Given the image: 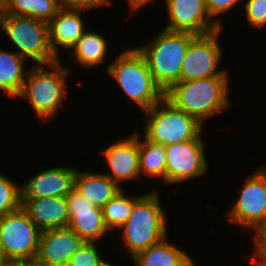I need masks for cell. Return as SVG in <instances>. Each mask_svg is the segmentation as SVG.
Masks as SVG:
<instances>
[{
	"instance_id": "2e32d148",
	"label": "cell",
	"mask_w": 266,
	"mask_h": 266,
	"mask_svg": "<svg viewBox=\"0 0 266 266\" xmlns=\"http://www.w3.org/2000/svg\"><path fill=\"white\" fill-rule=\"evenodd\" d=\"M76 169L73 167H51L21 185L22 198L64 197L74 188Z\"/></svg>"
},
{
	"instance_id": "30bf717a",
	"label": "cell",
	"mask_w": 266,
	"mask_h": 266,
	"mask_svg": "<svg viewBox=\"0 0 266 266\" xmlns=\"http://www.w3.org/2000/svg\"><path fill=\"white\" fill-rule=\"evenodd\" d=\"M222 29L197 35L191 41L182 62L180 81L229 76L227 69L217 70L223 54L218 42Z\"/></svg>"
},
{
	"instance_id": "8992f818",
	"label": "cell",
	"mask_w": 266,
	"mask_h": 266,
	"mask_svg": "<svg viewBox=\"0 0 266 266\" xmlns=\"http://www.w3.org/2000/svg\"><path fill=\"white\" fill-rule=\"evenodd\" d=\"M144 113V137L164 146L195 140L204 128L196 117L179 110L165 97Z\"/></svg>"
},
{
	"instance_id": "7402d4cb",
	"label": "cell",
	"mask_w": 266,
	"mask_h": 266,
	"mask_svg": "<svg viewBox=\"0 0 266 266\" xmlns=\"http://www.w3.org/2000/svg\"><path fill=\"white\" fill-rule=\"evenodd\" d=\"M102 34L85 31L76 44L69 51L77 62L85 68L95 67L105 62L108 54V43ZM73 51V52H72Z\"/></svg>"
},
{
	"instance_id": "4fadbf2b",
	"label": "cell",
	"mask_w": 266,
	"mask_h": 266,
	"mask_svg": "<svg viewBox=\"0 0 266 266\" xmlns=\"http://www.w3.org/2000/svg\"><path fill=\"white\" fill-rule=\"evenodd\" d=\"M70 222L68 227L85 242H97L109 233L102 208L81 195L74 187L66 195Z\"/></svg>"
},
{
	"instance_id": "e0dca14e",
	"label": "cell",
	"mask_w": 266,
	"mask_h": 266,
	"mask_svg": "<svg viewBox=\"0 0 266 266\" xmlns=\"http://www.w3.org/2000/svg\"><path fill=\"white\" fill-rule=\"evenodd\" d=\"M21 207L41 231L69 225L66 196L22 198Z\"/></svg>"
},
{
	"instance_id": "4316f807",
	"label": "cell",
	"mask_w": 266,
	"mask_h": 266,
	"mask_svg": "<svg viewBox=\"0 0 266 266\" xmlns=\"http://www.w3.org/2000/svg\"><path fill=\"white\" fill-rule=\"evenodd\" d=\"M97 245V242H85L66 266H114L103 259Z\"/></svg>"
},
{
	"instance_id": "3957f363",
	"label": "cell",
	"mask_w": 266,
	"mask_h": 266,
	"mask_svg": "<svg viewBox=\"0 0 266 266\" xmlns=\"http://www.w3.org/2000/svg\"><path fill=\"white\" fill-rule=\"evenodd\" d=\"M70 69L61 60L50 65H35L28 70L18 97L27 99L41 122L54 118L64 105Z\"/></svg>"
},
{
	"instance_id": "83f0119b",
	"label": "cell",
	"mask_w": 266,
	"mask_h": 266,
	"mask_svg": "<svg viewBox=\"0 0 266 266\" xmlns=\"http://www.w3.org/2000/svg\"><path fill=\"white\" fill-rule=\"evenodd\" d=\"M243 9L249 26L254 29L266 27V0H247Z\"/></svg>"
},
{
	"instance_id": "7c38bea8",
	"label": "cell",
	"mask_w": 266,
	"mask_h": 266,
	"mask_svg": "<svg viewBox=\"0 0 266 266\" xmlns=\"http://www.w3.org/2000/svg\"><path fill=\"white\" fill-rule=\"evenodd\" d=\"M168 23L166 30L204 35L221 29L210 18L205 0H165Z\"/></svg>"
},
{
	"instance_id": "484cf974",
	"label": "cell",
	"mask_w": 266,
	"mask_h": 266,
	"mask_svg": "<svg viewBox=\"0 0 266 266\" xmlns=\"http://www.w3.org/2000/svg\"><path fill=\"white\" fill-rule=\"evenodd\" d=\"M21 186L6 175L0 173V216L21 208Z\"/></svg>"
},
{
	"instance_id": "4dcf8cb0",
	"label": "cell",
	"mask_w": 266,
	"mask_h": 266,
	"mask_svg": "<svg viewBox=\"0 0 266 266\" xmlns=\"http://www.w3.org/2000/svg\"><path fill=\"white\" fill-rule=\"evenodd\" d=\"M111 0H59L60 8L73 10H89L90 8L107 6Z\"/></svg>"
},
{
	"instance_id": "7a4b0ae2",
	"label": "cell",
	"mask_w": 266,
	"mask_h": 266,
	"mask_svg": "<svg viewBox=\"0 0 266 266\" xmlns=\"http://www.w3.org/2000/svg\"><path fill=\"white\" fill-rule=\"evenodd\" d=\"M197 35L162 29L148 45L136 47L144 56L155 84L165 94L180 82L182 62L191 41Z\"/></svg>"
},
{
	"instance_id": "6da1fadb",
	"label": "cell",
	"mask_w": 266,
	"mask_h": 266,
	"mask_svg": "<svg viewBox=\"0 0 266 266\" xmlns=\"http://www.w3.org/2000/svg\"><path fill=\"white\" fill-rule=\"evenodd\" d=\"M229 84V76L180 81L173 85L164 97L176 108L196 117L204 125L206 119L231 107Z\"/></svg>"
},
{
	"instance_id": "f1b7e54d",
	"label": "cell",
	"mask_w": 266,
	"mask_h": 266,
	"mask_svg": "<svg viewBox=\"0 0 266 266\" xmlns=\"http://www.w3.org/2000/svg\"><path fill=\"white\" fill-rule=\"evenodd\" d=\"M254 251H252L251 262L255 266H266V225L253 232Z\"/></svg>"
},
{
	"instance_id": "f546056e",
	"label": "cell",
	"mask_w": 266,
	"mask_h": 266,
	"mask_svg": "<svg viewBox=\"0 0 266 266\" xmlns=\"http://www.w3.org/2000/svg\"><path fill=\"white\" fill-rule=\"evenodd\" d=\"M206 1V10L210 18L213 20L215 18V23L222 28L221 20L216 19L219 15L228 13L233 6L238 5L239 2L243 0H205ZM246 1V0H244Z\"/></svg>"
},
{
	"instance_id": "cb8c5ba5",
	"label": "cell",
	"mask_w": 266,
	"mask_h": 266,
	"mask_svg": "<svg viewBox=\"0 0 266 266\" xmlns=\"http://www.w3.org/2000/svg\"><path fill=\"white\" fill-rule=\"evenodd\" d=\"M126 190L122 189L110 199L103 207V219L109 232L120 229L129 219L134 204L142 195L126 196Z\"/></svg>"
},
{
	"instance_id": "e575fe53",
	"label": "cell",
	"mask_w": 266,
	"mask_h": 266,
	"mask_svg": "<svg viewBox=\"0 0 266 266\" xmlns=\"http://www.w3.org/2000/svg\"><path fill=\"white\" fill-rule=\"evenodd\" d=\"M6 266H35L34 264H8Z\"/></svg>"
},
{
	"instance_id": "d4e9b609",
	"label": "cell",
	"mask_w": 266,
	"mask_h": 266,
	"mask_svg": "<svg viewBox=\"0 0 266 266\" xmlns=\"http://www.w3.org/2000/svg\"><path fill=\"white\" fill-rule=\"evenodd\" d=\"M60 9L59 0H11L5 13L49 22Z\"/></svg>"
},
{
	"instance_id": "277c9868",
	"label": "cell",
	"mask_w": 266,
	"mask_h": 266,
	"mask_svg": "<svg viewBox=\"0 0 266 266\" xmlns=\"http://www.w3.org/2000/svg\"><path fill=\"white\" fill-rule=\"evenodd\" d=\"M107 68L108 74L143 112L164 97L163 91L154 82L144 56L136 47L115 56L114 62Z\"/></svg>"
},
{
	"instance_id": "1f68e13d",
	"label": "cell",
	"mask_w": 266,
	"mask_h": 266,
	"mask_svg": "<svg viewBox=\"0 0 266 266\" xmlns=\"http://www.w3.org/2000/svg\"><path fill=\"white\" fill-rule=\"evenodd\" d=\"M127 1L130 7L129 11L131 12L132 15V13L136 12L137 9H139L140 7L143 8L144 5L148 4L149 2L151 3V1L153 2L154 0H127Z\"/></svg>"
},
{
	"instance_id": "d6986e66",
	"label": "cell",
	"mask_w": 266,
	"mask_h": 266,
	"mask_svg": "<svg viewBox=\"0 0 266 266\" xmlns=\"http://www.w3.org/2000/svg\"><path fill=\"white\" fill-rule=\"evenodd\" d=\"M74 187L96 207L102 208L122 188L104 173L76 171Z\"/></svg>"
},
{
	"instance_id": "836d02e7",
	"label": "cell",
	"mask_w": 266,
	"mask_h": 266,
	"mask_svg": "<svg viewBox=\"0 0 266 266\" xmlns=\"http://www.w3.org/2000/svg\"><path fill=\"white\" fill-rule=\"evenodd\" d=\"M6 265H8V263L6 262L3 254H2L1 247H0V266H6Z\"/></svg>"
},
{
	"instance_id": "ffe728a7",
	"label": "cell",
	"mask_w": 266,
	"mask_h": 266,
	"mask_svg": "<svg viewBox=\"0 0 266 266\" xmlns=\"http://www.w3.org/2000/svg\"><path fill=\"white\" fill-rule=\"evenodd\" d=\"M167 238L132 257L135 266H192L193 259Z\"/></svg>"
},
{
	"instance_id": "ac0fdd59",
	"label": "cell",
	"mask_w": 266,
	"mask_h": 266,
	"mask_svg": "<svg viewBox=\"0 0 266 266\" xmlns=\"http://www.w3.org/2000/svg\"><path fill=\"white\" fill-rule=\"evenodd\" d=\"M83 10L60 8L48 22L49 43L54 55L59 58V47L69 51L85 32L84 20L80 13Z\"/></svg>"
},
{
	"instance_id": "52a82bcc",
	"label": "cell",
	"mask_w": 266,
	"mask_h": 266,
	"mask_svg": "<svg viewBox=\"0 0 266 266\" xmlns=\"http://www.w3.org/2000/svg\"><path fill=\"white\" fill-rule=\"evenodd\" d=\"M1 30L16 46L22 58L34 60L36 65H50L58 59L49 43L48 23L28 16L0 14Z\"/></svg>"
},
{
	"instance_id": "8fae6325",
	"label": "cell",
	"mask_w": 266,
	"mask_h": 266,
	"mask_svg": "<svg viewBox=\"0 0 266 266\" xmlns=\"http://www.w3.org/2000/svg\"><path fill=\"white\" fill-rule=\"evenodd\" d=\"M165 184L202 177L208 171L202 134L195 140L166 145Z\"/></svg>"
},
{
	"instance_id": "9a60e30c",
	"label": "cell",
	"mask_w": 266,
	"mask_h": 266,
	"mask_svg": "<svg viewBox=\"0 0 266 266\" xmlns=\"http://www.w3.org/2000/svg\"><path fill=\"white\" fill-rule=\"evenodd\" d=\"M110 168L104 173L119 186L121 182L138 180L139 171V138L132 133L127 139L119 140L102 151Z\"/></svg>"
},
{
	"instance_id": "d6a6232c",
	"label": "cell",
	"mask_w": 266,
	"mask_h": 266,
	"mask_svg": "<svg viewBox=\"0 0 266 266\" xmlns=\"http://www.w3.org/2000/svg\"><path fill=\"white\" fill-rule=\"evenodd\" d=\"M11 0H0V14L5 13Z\"/></svg>"
},
{
	"instance_id": "9c48e42d",
	"label": "cell",
	"mask_w": 266,
	"mask_h": 266,
	"mask_svg": "<svg viewBox=\"0 0 266 266\" xmlns=\"http://www.w3.org/2000/svg\"><path fill=\"white\" fill-rule=\"evenodd\" d=\"M242 186L226 216L243 230L253 228L255 232L266 225V167L259 168Z\"/></svg>"
},
{
	"instance_id": "44dd1931",
	"label": "cell",
	"mask_w": 266,
	"mask_h": 266,
	"mask_svg": "<svg viewBox=\"0 0 266 266\" xmlns=\"http://www.w3.org/2000/svg\"><path fill=\"white\" fill-rule=\"evenodd\" d=\"M26 61L17 52L0 49V89L8 97L16 98L21 93L28 69Z\"/></svg>"
},
{
	"instance_id": "5b68a950",
	"label": "cell",
	"mask_w": 266,
	"mask_h": 266,
	"mask_svg": "<svg viewBox=\"0 0 266 266\" xmlns=\"http://www.w3.org/2000/svg\"><path fill=\"white\" fill-rule=\"evenodd\" d=\"M159 198L156 190L142 194L120 228L131 258L167 238V217Z\"/></svg>"
},
{
	"instance_id": "603a6c76",
	"label": "cell",
	"mask_w": 266,
	"mask_h": 266,
	"mask_svg": "<svg viewBox=\"0 0 266 266\" xmlns=\"http://www.w3.org/2000/svg\"><path fill=\"white\" fill-rule=\"evenodd\" d=\"M139 138V171L140 176L162 178L165 183L166 153L162 144L149 141L138 132H133Z\"/></svg>"
},
{
	"instance_id": "ba28073f",
	"label": "cell",
	"mask_w": 266,
	"mask_h": 266,
	"mask_svg": "<svg viewBox=\"0 0 266 266\" xmlns=\"http://www.w3.org/2000/svg\"><path fill=\"white\" fill-rule=\"evenodd\" d=\"M41 230L21 208L0 216V247L8 264H33Z\"/></svg>"
},
{
	"instance_id": "5bb4252c",
	"label": "cell",
	"mask_w": 266,
	"mask_h": 266,
	"mask_svg": "<svg viewBox=\"0 0 266 266\" xmlns=\"http://www.w3.org/2000/svg\"><path fill=\"white\" fill-rule=\"evenodd\" d=\"M85 243L69 227L43 230L40 233L35 266H66Z\"/></svg>"
}]
</instances>
